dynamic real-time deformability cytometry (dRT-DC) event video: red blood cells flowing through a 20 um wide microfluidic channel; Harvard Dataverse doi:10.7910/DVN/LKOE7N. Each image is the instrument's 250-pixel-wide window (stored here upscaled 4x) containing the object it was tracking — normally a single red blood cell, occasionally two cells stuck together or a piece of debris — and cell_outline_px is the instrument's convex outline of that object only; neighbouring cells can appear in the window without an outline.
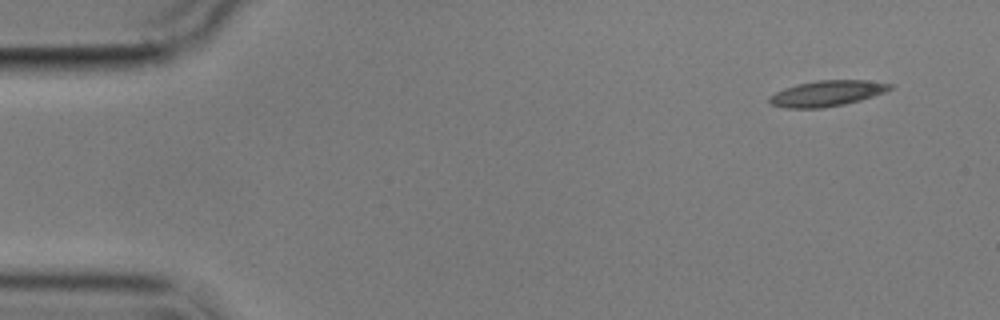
{"species": "common noctule bat (a hibernating species)", "species_latin": "Nyctalus noctula", "temperature_condition": "cold", "stored_images_in_passage": 5, "camera_frame_rate_fps": 3000, "um_per_image_px": 0.085, "animal": {"sex": "male", "body_mass_g": 17.9}, "frame": {"image": 1, "passage_image": 1, "time_ms": 0.0, "image_size_px": [1000, 320], "cell_outline_px": [[892, 88], [884, 92], [860, 100], [844, 104], [820, 108], [788, 108], [772, 104], [768, 100], [776, 92], [784, 88], [796, 84], [816, 80], [868, 80], [892, 84]], "centroid_in_image_um": [70.3, 7.92], "position_along_channel_um": 14.7, "area_um2": 17.86}}
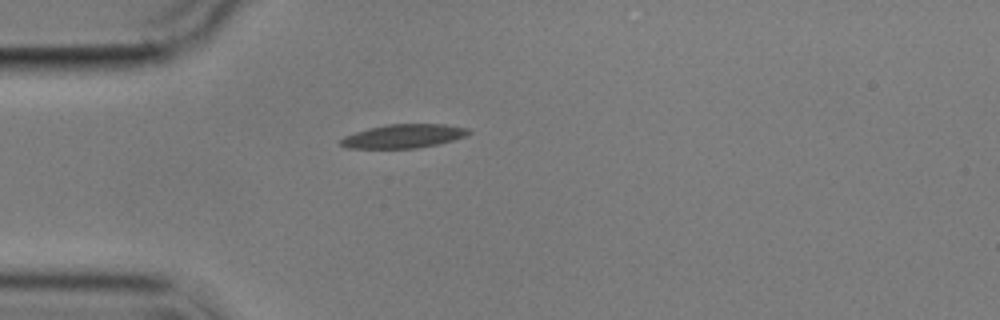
{"frame": {"image": 2, "passage_image": 4, "time_ms": 3.667, "image_size_px": [1000, 320], "cell_outline_px": [[472, 132], [464, 136], [452, 140], [436, 144], [416, 148], [348, 148], [340, 144], [340, 140], [344, 136], [368, 128], [388, 124], [444, 124], [468, 128]], "centroid_in_image_um": [34.29, 11.56], "position_along_channel_um": 50.7, "area_um2": 17.51}}